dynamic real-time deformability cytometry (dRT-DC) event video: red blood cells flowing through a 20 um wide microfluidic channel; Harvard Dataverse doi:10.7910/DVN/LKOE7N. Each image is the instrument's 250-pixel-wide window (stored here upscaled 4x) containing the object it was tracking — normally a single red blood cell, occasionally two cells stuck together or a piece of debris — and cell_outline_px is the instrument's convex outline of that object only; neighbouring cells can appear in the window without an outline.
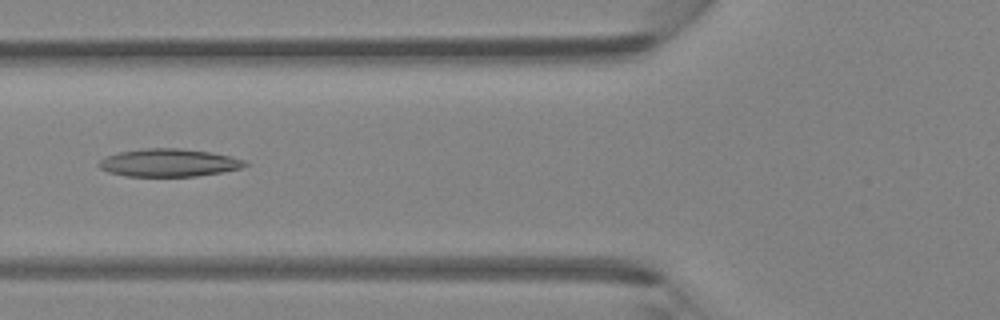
{"species": "Egyptian fruit bat (a non-hibernating species)", "species_latin": "Rousettus aegyptiacus", "temperature_condition": "room temperature", "stored_images_in_passage": 45, "camera_frame_rate_fps": 3000, "um_per_image_px": 0.085, "animal": {"sex": "female"}, "frame": {"image": 1, "passage_image": 17, "time_ms": 5.333, "image_size_px": [1000, 320], "cell_outline_px": [[248, 164], [240, 168], [224, 172], [196, 176], [124, 176], [108, 172], [100, 168], [96, 164], [104, 156], [116, 152], [144, 148], [176, 148], [212, 152], [244, 160]], "centroid_in_image_um": [14.28, 13.83], "position_along_channel_um": 111.5, "area_um2": 23.81}}
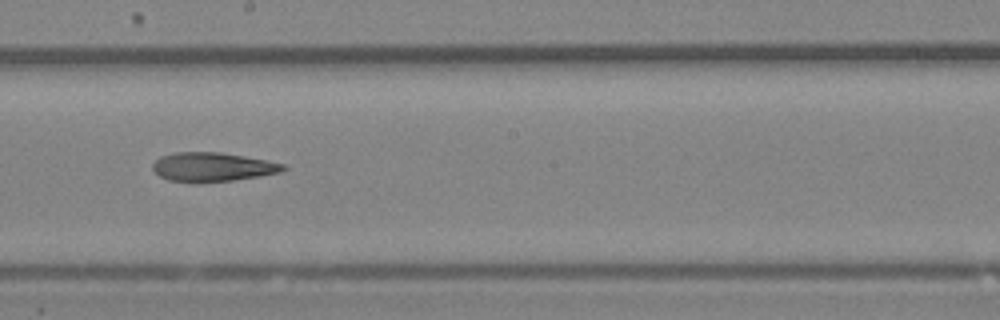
{"frame": {"image": 2, "passage_image": 25, "time_ms": 8.0, "image_size_px": [1000, 320], "cell_outline_px": [[288, 168], [280, 172], [260, 176], [232, 180], [168, 180], [160, 176], [152, 168], [152, 164], [160, 156], [176, 152], [220, 152], [268, 160], [288, 164]], "centroid_in_image_um": [18.13, 14.15], "position_along_channel_um": 230.1, "area_um2": 21.56}}
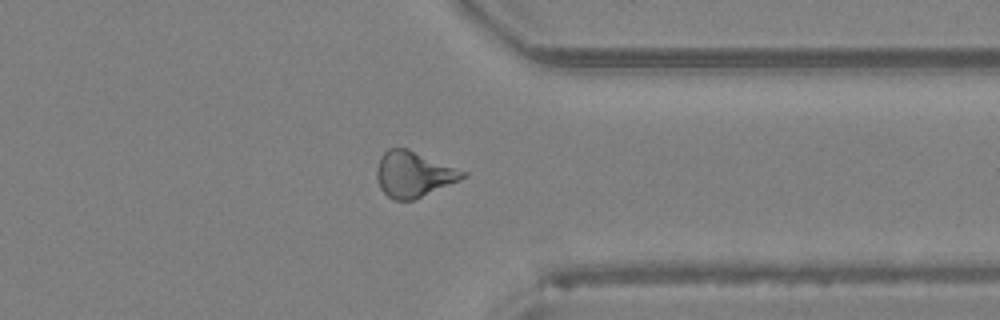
{"frame": {"image": 3, "passage_image": 35, "time_ms": 11.333, "image_size_px": [1000, 320], "cell_outline_px": [[468, 176], [460, 180], [412, 200], [392, 200], [380, 188], [376, 176], [376, 168], [380, 156], [388, 148], [408, 148], [468, 172]], "centroid_in_image_um": [35.15, 14.79], "position_along_channel_um": 376.3, "area_um2": 22.95}}